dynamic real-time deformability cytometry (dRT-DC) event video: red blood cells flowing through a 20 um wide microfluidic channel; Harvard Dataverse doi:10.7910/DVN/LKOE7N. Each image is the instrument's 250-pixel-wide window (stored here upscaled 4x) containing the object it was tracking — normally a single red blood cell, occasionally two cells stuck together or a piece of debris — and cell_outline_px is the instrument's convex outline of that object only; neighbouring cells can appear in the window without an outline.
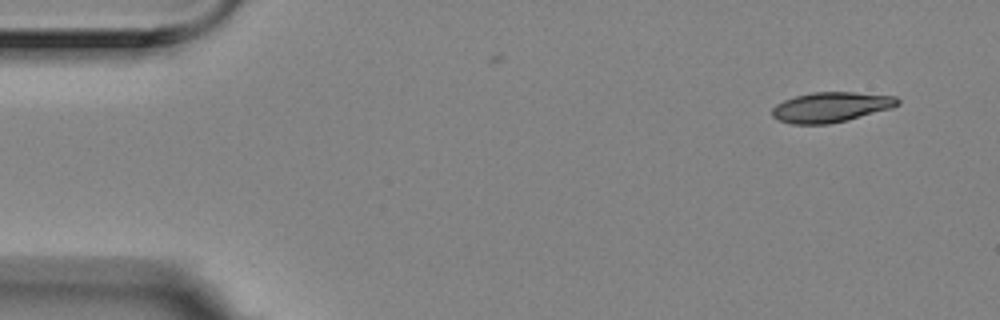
{"species": "Egyptian fruit bat (a non-hibernating species)", "species_latin": "Rousettus aegyptiacus", "temperature_condition": "room temperature", "stored_images_in_passage": 2, "camera_frame_rate_fps": 3000, "um_per_image_px": 0.085, "animal": {"sex": "female"}, "frame": {"image": 1, "passage_image": 2, "time_ms": 0.333, "image_size_px": [1000, 320], "cell_outline_px": [[900, 104], [892, 108], [848, 120], [828, 124], [792, 124], [776, 120], [772, 116], [772, 108], [776, 104], [784, 100], [796, 96], [812, 92], [852, 92], [896, 96], [900, 100]], "centroid_in_image_um": [70.63, 9.11], "position_along_channel_um": 14.4, "area_um2": 22.14}}